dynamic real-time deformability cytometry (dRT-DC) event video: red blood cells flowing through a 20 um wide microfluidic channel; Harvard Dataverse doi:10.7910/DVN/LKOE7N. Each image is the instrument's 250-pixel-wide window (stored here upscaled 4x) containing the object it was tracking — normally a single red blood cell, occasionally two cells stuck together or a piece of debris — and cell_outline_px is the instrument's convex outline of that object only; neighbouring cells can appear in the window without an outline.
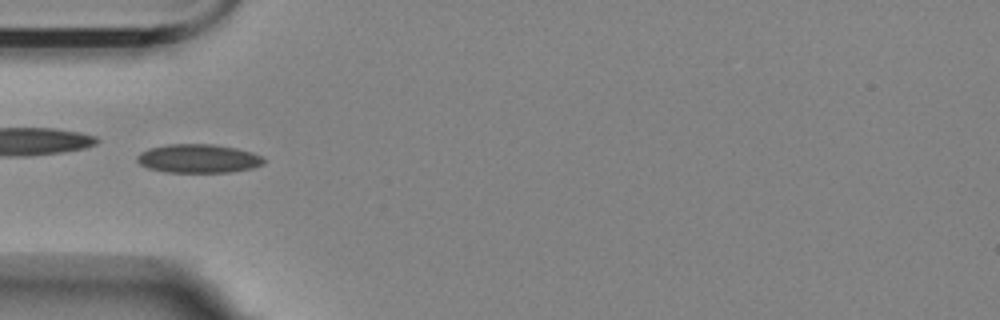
{"species": "Egyptian fruit bat (a non-hibernating species)", "species_latin": "Rousettus aegyptiacus", "temperature_condition": "room temperature", "stored_images_in_passage": 9, "camera_frame_rate_fps": 3000, "um_per_image_px": 0.085, "animal": {"sex": "female"}, "frame": {"image": 1, "passage_image": 6, "time_ms": 5.667, "image_size_px": [1000, 320], "cell_outline_px": [[268, 160], [264, 164], [252, 168], [228, 172], [164, 172], [148, 168], [140, 164], [136, 160], [136, 156], [140, 152], [148, 148], [168, 144], [212, 144], [236, 148], [252, 152]], "centroid_in_image_um": [16.85, 13.47], "position_along_channel_um": 68.2, "area_um2": 21.33}}
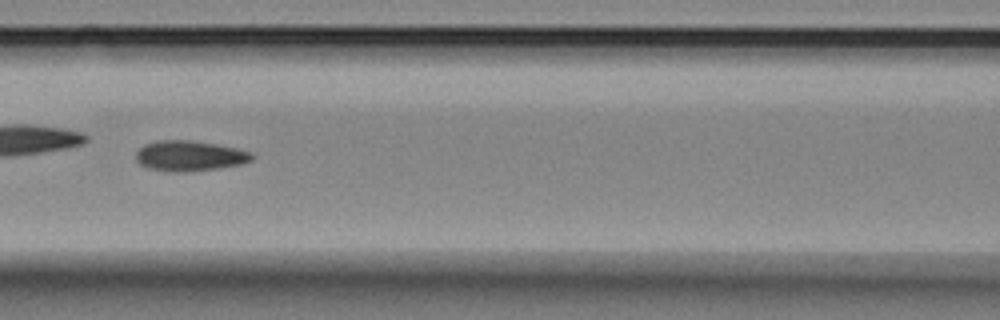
{"frame": {"image": 2, "passage_image": 8, "time_ms": 8.0, "image_size_px": [1000, 320], "cell_outline_px": [[256, 156], [252, 160], [244, 164], [216, 168], [184, 172], [172, 172], [148, 168], [140, 164], [136, 160], [136, 152], [144, 144], [160, 140], [192, 140], [216, 144], [236, 148], [252, 152]], "centroid_in_image_um": [16.14, 13.24], "position_along_channel_um": 150.5, "area_um2": 20.63}}
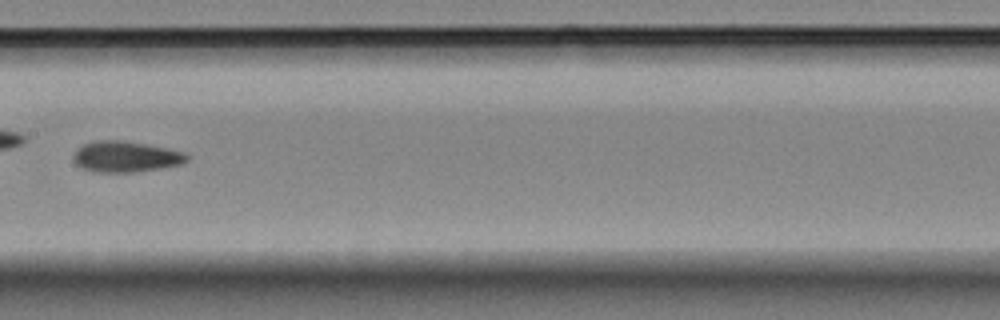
{"frame": {"image": 3, "passage_image": 9, "time_ms": 9.333, "image_size_px": [1000, 320], "cell_outline_px": [[188, 160], [180, 164], [160, 168], [132, 172], [92, 172], [80, 168], [72, 160], [72, 156], [76, 148], [84, 144], [96, 140], [120, 140], [148, 144], [184, 152], [188, 156]], "centroid_in_image_um": [10.62, 13.31], "position_along_channel_um": 196.8, "area_um2": 20.58}}